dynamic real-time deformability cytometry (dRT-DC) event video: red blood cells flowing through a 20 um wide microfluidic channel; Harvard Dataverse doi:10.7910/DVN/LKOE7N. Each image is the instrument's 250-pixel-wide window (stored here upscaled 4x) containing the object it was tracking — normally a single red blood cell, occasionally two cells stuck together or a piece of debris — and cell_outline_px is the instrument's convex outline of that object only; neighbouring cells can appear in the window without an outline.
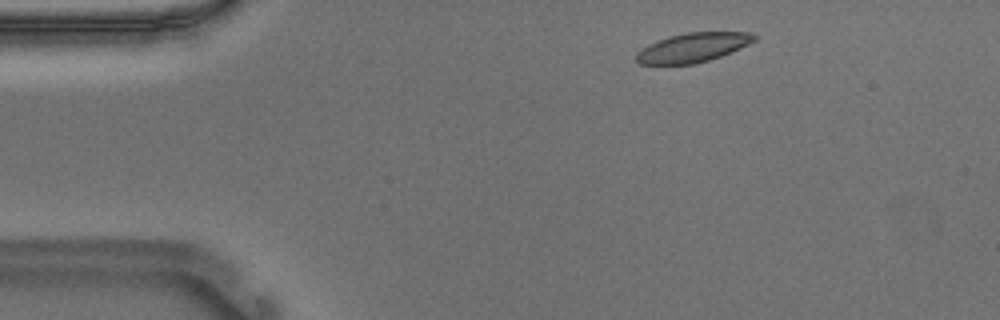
{"species": "Egyptian fruit bat (a non-hibernating species)", "species_latin": "Rousettus aegyptiacus", "temperature_condition": "warm", "stored_images_in_passage": 47, "camera_frame_rate_fps": 3000, "um_per_image_px": 0.085, "animal": {"sex": "male"}, "frame": {"image": 1, "passage_image": 1, "time_ms": 0.0, "image_size_px": [1000, 320], "cell_outline_px": [[756, 40], [740, 48], [720, 56], [708, 60], [692, 64], [640, 64], [636, 60], [636, 52], [648, 44], [656, 40], [668, 36], [688, 32], [752, 32], [756, 36]], "centroid_in_image_um": [58.87, 4.03], "position_along_channel_um": 26.1, "area_um2": 20.06}}
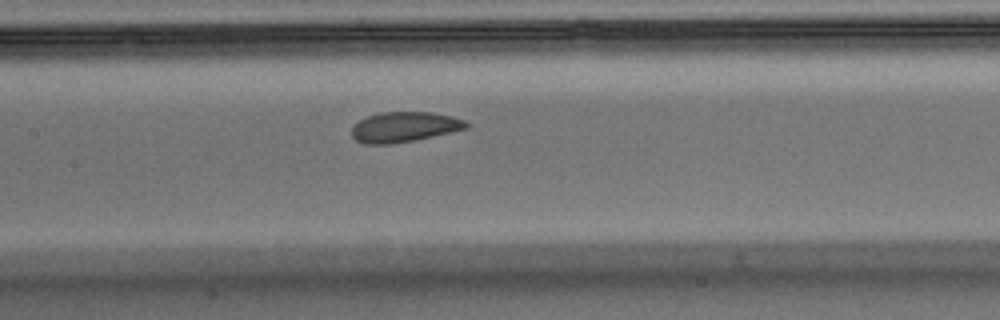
{"frame": {"image": 2, "passage_image": 18, "time_ms": 5.667, "image_size_px": [1000, 320], "cell_outline_px": [[468, 128], [412, 140], [392, 144], [364, 144], [356, 140], [352, 136], [352, 124], [368, 116], [380, 112], [432, 112], [452, 116], [464, 120], [468, 124]], "centroid_in_image_um": [34.32, 10.78], "position_along_channel_um": 173.1, "area_um2": 20.0}}
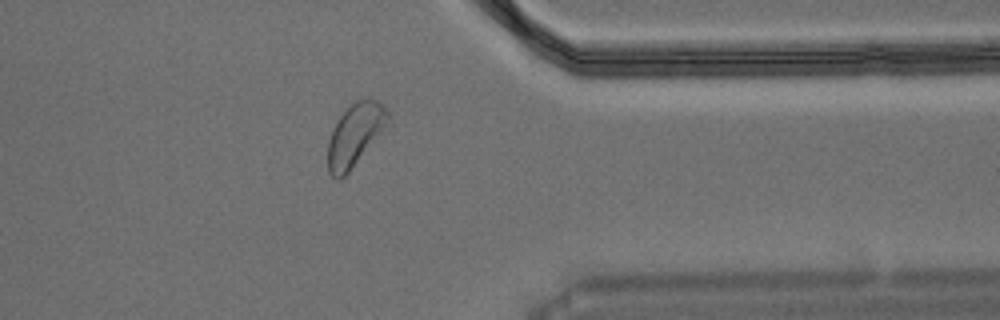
{"frame": {"image": 3, "passage_image": 36, "time_ms": 11.667, "image_size_px": [1000, 320], "cell_outline_px": [[392, 124], [348, 172], [340, 180], [336, 180], [328, 172], [328, 140], [332, 128], [340, 116], [356, 100], [376, 100], [388, 112], [392, 120]], "centroid_in_image_um": [30.22, 11.49], "position_along_channel_um": 381.2, "area_um2": 22.2}, "authors_computed_cell_mechanics": {"area_um2": 21.0392, "velocity_mm_per_s": 3.6529, "shape_relaxation_time_tau1_ms": 3.224, "shape_relaxation_time_tau2_ms": 2.3846, "deformation_change_tau1": 0.096, "deformation_change_tau2": 0.0764}}